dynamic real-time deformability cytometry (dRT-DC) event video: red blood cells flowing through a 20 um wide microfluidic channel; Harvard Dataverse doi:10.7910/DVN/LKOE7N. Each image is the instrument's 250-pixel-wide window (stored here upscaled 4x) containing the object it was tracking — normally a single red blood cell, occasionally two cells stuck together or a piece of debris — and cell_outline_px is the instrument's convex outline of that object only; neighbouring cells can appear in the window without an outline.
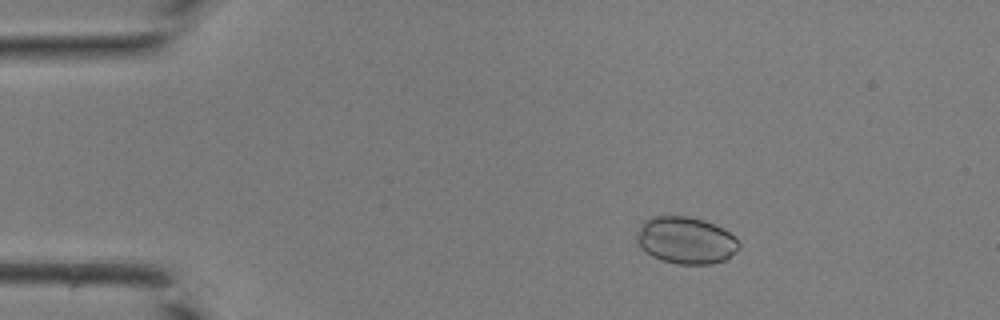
{"species": "common noctule bat (a hibernating species)", "species_latin": "Nyctalus noctula", "temperature_condition": "room temperature", "stored_images_in_passage": 43, "camera_frame_rate_fps": 3000, "um_per_image_px": 0.085, "animal": {"sex": "male", "body_mass_g": 19.0, "forearm_length_mm": 50.8}, "frame": {"image": 1, "passage_image": 8, "time_ms": 2.333, "image_size_px": [1000, 320], "cell_outline_px": [[740, 248], [736, 252], [724, 260], [712, 264], [680, 264], [664, 260], [652, 256], [640, 248], [636, 244], [636, 232], [640, 224], [644, 220], [652, 216], [688, 216], [704, 220], [724, 228], [736, 236], [740, 244]], "centroid_in_image_um": [58.29, 20.41], "position_along_channel_um": 26.7, "area_um2": 28.38}}
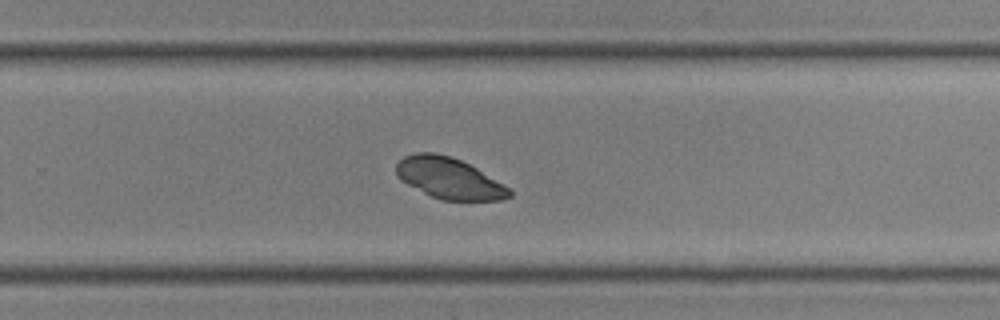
{"frame": {"image": 2, "passage_image": 29, "time_ms": 9.333, "image_size_px": [1000, 320], "cell_outline_px": [[512, 196], [504, 200], [440, 200], [400, 180], [396, 176], [396, 164], [404, 156], [416, 152], [432, 152], [452, 156], [476, 168], [508, 188], [512, 192]], "centroid_in_image_um": [38.14, 15.14], "position_along_channel_um": 291.7, "area_um2": 26.82}}
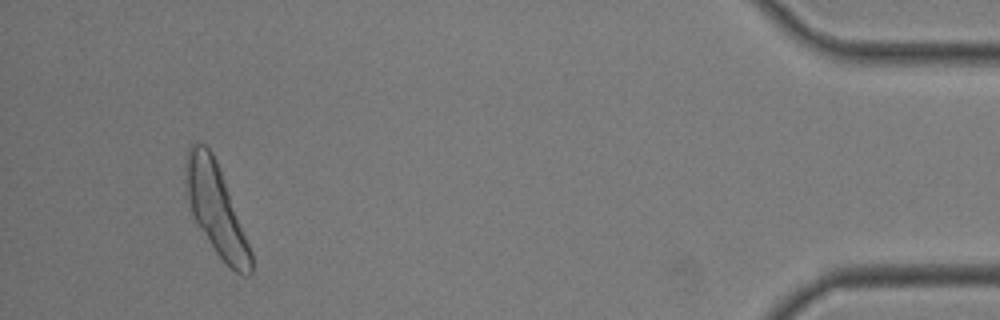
{"frame": {"image": 3, "passage_image": 41, "time_ms": 13.333, "image_size_px": [1000, 320], "cell_outline_px": [[252, 272], [248, 276], [240, 276], [216, 252], [196, 220], [192, 212], [188, 200], [184, 180], [184, 164], [188, 148], [192, 140], [196, 140], [204, 144], [212, 152], [216, 160], [252, 252]], "centroid_in_image_um": [18.33, 17.72], "position_along_channel_um": 416.9, "area_um2": 33.87}}